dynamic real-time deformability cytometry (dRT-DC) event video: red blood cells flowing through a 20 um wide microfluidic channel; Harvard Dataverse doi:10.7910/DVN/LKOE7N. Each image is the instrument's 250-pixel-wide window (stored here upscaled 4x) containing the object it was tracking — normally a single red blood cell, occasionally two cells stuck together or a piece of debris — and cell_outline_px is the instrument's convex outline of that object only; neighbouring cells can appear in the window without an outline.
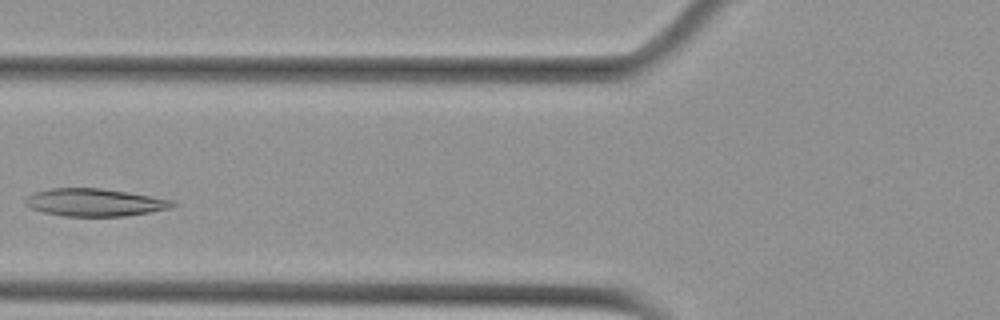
{"species": "Egyptian fruit bat (a non-hibernating species)", "species_latin": "Rousettus aegyptiacus", "temperature_condition": "cold", "stored_images_in_passage": 3, "camera_frame_rate_fps": 3000, "um_per_image_px": 0.085, "animal": {"sex": "female"}, "frame": {"image": 1, "passage_image": 3, "time_ms": 0.667, "image_size_px": [1000, 320], "cell_outline_px": [[176, 204], [172, 208], [124, 216], [64, 216], [44, 212], [32, 208], [24, 204], [24, 200], [28, 196], [36, 192], [52, 188], [100, 188], [152, 196], [176, 200]], "centroid_in_image_um": [8.08, 17.2], "position_along_channel_um": 117.7, "area_um2": 23.58}}